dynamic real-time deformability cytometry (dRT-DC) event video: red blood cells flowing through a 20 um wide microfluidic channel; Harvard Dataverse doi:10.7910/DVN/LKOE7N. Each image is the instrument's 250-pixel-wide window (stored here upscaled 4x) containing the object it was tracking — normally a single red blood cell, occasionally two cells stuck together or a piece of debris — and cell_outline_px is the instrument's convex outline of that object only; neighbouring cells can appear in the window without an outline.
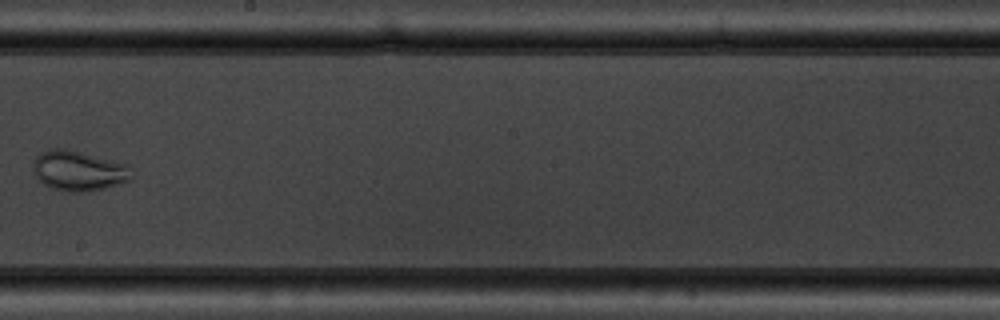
{"species": "common noctule bat (a hibernating species)", "species_latin": "Nyctalus noctula", "temperature_condition": "warm", "stored_images_in_passage": 9, "camera_frame_rate_fps": 3000, "um_per_image_px": 0.085, "animal": {"sex": "male", "body_mass_g": 19.5, "forearm_length_mm": 54.6}, "frame": {"image": 1, "passage_image": 8, "time_ms": 9.0, "image_size_px": [1000, 320], "cell_outline_px": [[132, 180], [104, 188], [80, 192], [68, 192], [52, 188], [44, 184], [36, 176], [32, 168], [32, 164], [36, 156], [40, 152], [52, 148], [64, 148], [128, 164], [132, 176]], "centroid_in_image_um": [6.66, 14.51], "position_along_channel_um": 241.5, "area_um2": 22.95}}
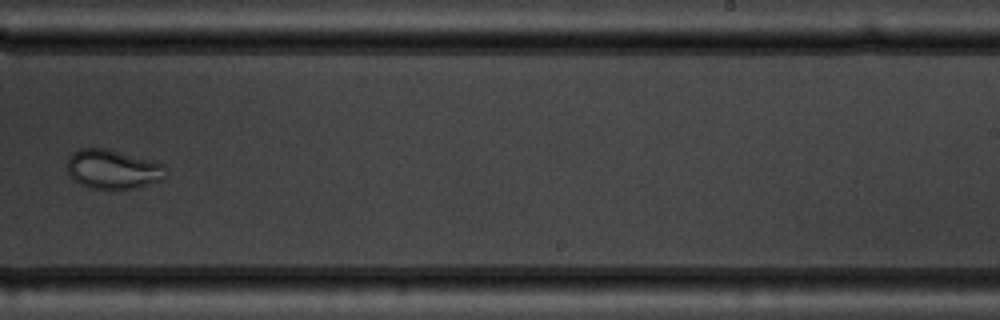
{"frame": {"image": 2, "passage_image": 9, "time_ms": 10.0, "image_size_px": [1000, 320], "cell_outline_px": [[164, 164], [160, 180], [136, 188], [116, 192], [112, 192], [88, 188], [72, 180], [68, 172], [68, 160], [72, 152], [80, 148], [108, 148]], "centroid_in_image_um": [9.51, 14.43], "position_along_channel_um": 279.5, "area_um2": 22.95}}